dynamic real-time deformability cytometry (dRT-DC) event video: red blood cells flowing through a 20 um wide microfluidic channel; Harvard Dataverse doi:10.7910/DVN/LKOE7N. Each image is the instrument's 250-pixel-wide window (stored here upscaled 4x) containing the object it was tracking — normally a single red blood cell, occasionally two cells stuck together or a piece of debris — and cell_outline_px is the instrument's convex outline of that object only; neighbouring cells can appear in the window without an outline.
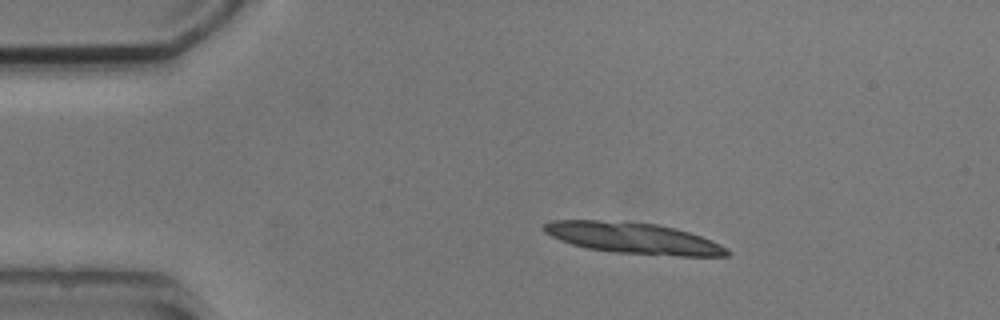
{"species": "common noctule bat (a hibernating species)", "species_latin": "Nyctalus noctula", "temperature_condition": "cold", "stored_images_in_passage": 3, "camera_frame_rate_fps": 3000, "um_per_image_px": 0.085, "animal": {"sex": "male", "body_mass_g": 20.5, "forearm_length_mm": 52.5}, "frame": {"image": 1, "passage_image": 1, "time_ms": 0.0, "image_size_px": [1000, 320], "cell_outline_px": [[732, 252], [728, 256], [680, 256], [616, 252], [588, 248], [572, 244], [560, 240], [544, 232], [544, 224], [552, 220], [600, 220], [656, 224], [676, 228], [700, 236], [720, 244], [728, 248]], "centroid_in_image_um": [53.86, 20.24], "position_along_channel_um": 31.1, "area_um2": 32.89}}
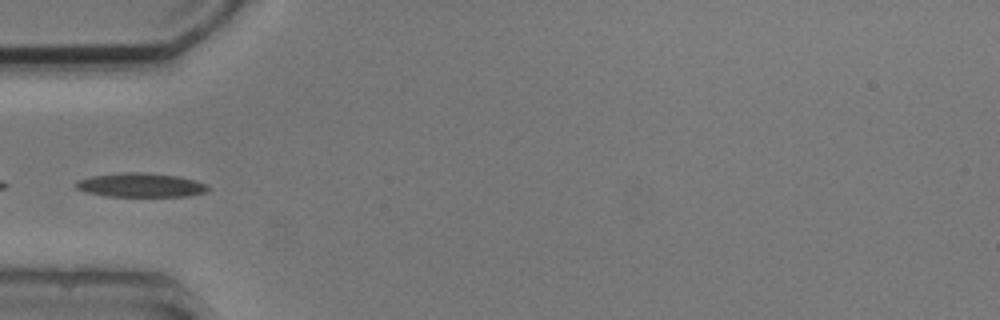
{"frame": {"image": 2, "passage_image": 3, "time_ms": 2.667, "image_size_px": [1000, 320], "cell_outline_px": [[208, 192], [188, 196], [108, 196], [88, 192], [76, 188], [72, 184], [76, 180], [92, 176], [124, 172], [140, 172], [176, 176], [196, 180], [208, 184]], "centroid_in_image_um": [11.96, 15.73], "position_along_channel_um": 73.0, "area_um2": 18.5}}